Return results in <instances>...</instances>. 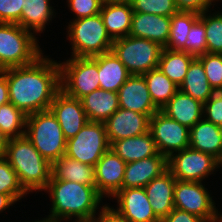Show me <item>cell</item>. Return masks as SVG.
Masks as SVG:
<instances>
[{"instance_id": "obj_46", "label": "cell", "mask_w": 222, "mask_h": 222, "mask_svg": "<svg viewBox=\"0 0 222 222\" xmlns=\"http://www.w3.org/2000/svg\"><path fill=\"white\" fill-rule=\"evenodd\" d=\"M16 202L17 201L11 195L0 193V212L2 213Z\"/></svg>"}, {"instance_id": "obj_5", "label": "cell", "mask_w": 222, "mask_h": 222, "mask_svg": "<svg viewBox=\"0 0 222 222\" xmlns=\"http://www.w3.org/2000/svg\"><path fill=\"white\" fill-rule=\"evenodd\" d=\"M25 135L51 164L65 155L67 140L50 109L26 116Z\"/></svg>"}, {"instance_id": "obj_1", "label": "cell", "mask_w": 222, "mask_h": 222, "mask_svg": "<svg viewBox=\"0 0 222 222\" xmlns=\"http://www.w3.org/2000/svg\"><path fill=\"white\" fill-rule=\"evenodd\" d=\"M6 78L10 103L26 115L49 110L61 90L59 63L43 55L32 64L7 68Z\"/></svg>"}, {"instance_id": "obj_41", "label": "cell", "mask_w": 222, "mask_h": 222, "mask_svg": "<svg viewBox=\"0 0 222 222\" xmlns=\"http://www.w3.org/2000/svg\"><path fill=\"white\" fill-rule=\"evenodd\" d=\"M23 11V0H0V22L18 23Z\"/></svg>"}, {"instance_id": "obj_51", "label": "cell", "mask_w": 222, "mask_h": 222, "mask_svg": "<svg viewBox=\"0 0 222 222\" xmlns=\"http://www.w3.org/2000/svg\"><path fill=\"white\" fill-rule=\"evenodd\" d=\"M34 222H47V221H45L44 219L39 221V219H38V221H34Z\"/></svg>"}, {"instance_id": "obj_10", "label": "cell", "mask_w": 222, "mask_h": 222, "mask_svg": "<svg viewBox=\"0 0 222 222\" xmlns=\"http://www.w3.org/2000/svg\"><path fill=\"white\" fill-rule=\"evenodd\" d=\"M202 184L176 180L174 208L196 215L204 222H222V214L218 213L216 203Z\"/></svg>"}, {"instance_id": "obj_30", "label": "cell", "mask_w": 222, "mask_h": 222, "mask_svg": "<svg viewBox=\"0 0 222 222\" xmlns=\"http://www.w3.org/2000/svg\"><path fill=\"white\" fill-rule=\"evenodd\" d=\"M195 57L187 52L163 48L158 68L176 85L183 82L188 67Z\"/></svg>"}, {"instance_id": "obj_7", "label": "cell", "mask_w": 222, "mask_h": 222, "mask_svg": "<svg viewBox=\"0 0 222 222\" xmlns=\"http://www.w3.org/2000/svg\"><path fill=\"white\" fill-rule=\"evenodd\" d=\"M163 48L157 42L129 35L115 39L111 50L131 75H143L158 68Z\"/></svg>"}, {"instance_id": "obj_34", "label": "cell", "mask_w": 222, "mask_h": 222, "mask_svg": "<svg viewBox=\"0 0 222 222\" xmlns=\"http://www.w3.org/2000/svg\"><path fill=\"white\" fill-rule=\"evenodd\" d=\"M208 12L204 11L199 18L205 25L207 52L222 54V12Z\"/></svg>"}, {"instance_id": "obj_23", "label": "cell", "mask_w": 222, "mask_h": 222, "mask_svg": "<svg viewBox=\"0 0 222 222\" xmlns=\"http://www.w3.org/2000/svg\"><path fill=\"white\" fill-rule=\"evenodd\" d=\"M110 148L126 163L155 156L159 153L150 131L114 141Z\"/></svg>"}, {"instance_id": "obj_44", "label": "cell", "mask_w": 222, "mask_h": 222, "mask_svg": "<svg viewBox=\"0 0 222 222\" xmlns=\"http://www.w3.org/2000/svg\"><path fill=\"white\" fill-rule=\"evenodd\" d=\"M100 210L98 217H93L96 222H127L118 216L108 204L103 205Z\"/></svg>"}, {"instance_id": "obj_16", "label": "cell", "mask_w": 222, "mask_h": 222, "mask_svg": "<svg viewBox=\"0 0 222 222\" xmlns=\"http://www.w3.org/2000/svg\"><path fill=\"white\" fill-rule=\"evenodd\" d=\"M104 124L106 135L111 145L114 141L148 132L150 117L146 114L119 108Z\"/></svg>"}, {"instance_id": "obj_12", "label": "cell", "mask_w": 222, "mask_h": 222, "mask_svg": "<svg viewBox=\"0 0 222 222\" xmlns=\"http://www.w3.org/2000/svg\"><path fill=\"white\" fill-rule=\"evenodd\" d=\"M149 131L158 152L166 158L189 147L190 129L169 118L161 110L150 117Z\"/></svg>"}, {"instance_id": "obj_32", "label": "cell", "mask_w": 222, "mask_h": 222, "mask_svg": "<svg viewBox=\"0 0 222 222\" xmlns=\"http://www.w3.org/2000/svg\"><path fill=\"white\" fill-rule=\"evenodd\" d=\"M200 18L195 12L178 11L171 16L170 35L164 48L185 52V42L192 25Z\"/></svg>"}, {"instance_id": "obj_38", "label": "cell", "mask_w": 222, "mask_h": 222, "mask_svg": "<svg viewBox=\"0 0 222 222\" xmlns=\"http://www.w3.org/2000/svg\"><path fill=\"white\" fill-rule=\"evenodd\" d=\"M185 52L194 57H199L207 52L205 25L200 19L192 25L188 32Z\"/></svg>"}, {"instance_id": "obj_40", "label": "cell", "mask_w": 222, "mask_h": 222, "mask_svg": "<svg viewBox=\"0 0 222 222\" xmlns=\"http://www.w3.org/2000/svg\"><path fill=\"white\" fill-rule=\"evenodd\" d=\"M203 118L222 127V91H215L203 104Z\"/></svg>"}, {"instance_id": "obj_29", "label": "cell", "mask_w": 222, "mask_h": 222, "mask_svg": "<svg viewBox=\"0 0 222 222\" xmlns=\"http://www.w3.org/2000/svg\"><path fill=\"white\" fill-rule=\"evenodd\" d=\"M179 90L204 104L215 90L210 86L201 61L195 57L190 63Z\"/></svg>"}, {"instance_id": "obj_4", "label": "cell", "mask_w": 222, "mask_h": 222, "mask_svg": "<svg viewBox=\"0 0 222 222\" xmlns=\"http://www.w3.org/2000/svg\"><path fill=\"white\" fill-rule=\"evenodd\" d=\"M36 38L17 23L0 22V70L32 64L42 56Z\"/></svg>"}, {"instance_id": "obj_49", "label": "cell", "mask_w": 222, "mask_h": 222, "mask_svg": "<svg viewBox=\"0 0 222 222\" xmlns=\"http://www.w3.org/2000/svg\"><path fill=\"white\" fill-rule=\"evenodd\" d=\"M75 222H96V221L94 219H86V220H76Z\"/></svg>"}, {"instance_id": "obj_42", "label": "cell", "mask_w": 222, "mask_h": 222, "mask_svg": "<svg viewBox=\"0 0 222 222\" xmlns=\"http://www.w3.org/2000/svg\"><path fill=\"white\" fill-rule=\"evenodd\" d=\"M216 0H174L175 5L178 11L185 12H195L198 14L203 13L204 11H209L208 8L211 7L212 2Z\"/></svg>"}, {"instance_id": "obj_8", "label": "cell", "mask_w": 222, "mask_h": 222, "mask_svg": "<svg viewBox=\"0 0 222 222\" xmlns=\"http://www.w3.org/2000/svg\"><path fill=\"white\" fill-rule=\"evenodd\" d=\"M60 65L61 90L69 97L81 99L99 89L98 56L73 57Z\"/></svg>"}, {"instance_id": "obj_9", "label": "cell", "mask_w": 222, "mask_h": 222, "mask_svg": "<svg viewBox=\"0 0 222 222\" xmlns=\"http://www.w3.org/2000/svg\"><path fill=\"white\" fill-rule=\"evenodd\" d=\"M109 149L104 122L88 121L73 138L67 140L65 156L95 166Z\"/></svg>"}, {"instance_id": "obj_20", "label": "cell", "mask_w": 222, "mask_h": 222, "mask_svg": "<svg viewBox=\"0 0 222 222\" xmlns=\"http://www.w3.org/2000/svg\"><path fill=\"white\" fill-rule=\"evenodd\" d=\"M175 185L176 179L167 169L144 187L152 210L160 220L174 209Z\"/></svg>"}, {"instance_id": "obj_22", "label": "cell", "mask_w": 222, "mask_h": 222, "mask_svg": "<svg viewBox=\"0 0 222 222\" xmlns=\"http://www.w3.org/2000/svg\"><path fill=\"white\" fill-rule=\"evenodd\" d=\"M161 111L189 129L203 118V104L181 90L174 94Z\"/></svg>"}, {"instance_id": "obj_50", "label": "cell", "mask_w": 222, "mask_h": 222, "mask_svg": "<svg viewBox=\"0 0 222 222\" xmlns=\"http://www.w3.org/2000/svg\"><path fill=\"white\" fill-rule=\"evenodd\" d=\"M109 1H129V0H103V2H109Z\"/></svg>"}, {"instance_id": "obj_21", "label": "cell", "mask_w": 222, "mask_h": 222, "mask_svg": "<svg viewBox=\"0 0 222 222\" xmlns=\"http://www.w3.org/2000/svg\"><path fill=\"white\" fill-rule=\"evenodd\" d=\"M100 15L107 33L113 40L129 36L133 17L129 1L103 2Z\"/></svg>"}, {"instance_id": "obj_45", "label": "cell", "mask_w": 222, "mask_h": 222, "mask_svg": "<svg viewBox=\"0 0 222 222\" xmlns=\"http://www.w3.org/2000/svg\"><path fill=\"white\" fill-rule=\"evenodd\" d=\"M8 84L6 78V69L0 70V107L9 103Z\"/></svg>"}, {"instance_id": "obj_19", "label": "cell", "mask_w": 222, "mask_h": 222, "mask_svg": "<svg viewBox=\"0 0 222 222\" xmlns=\"http://www.w3.org/2000/svg\"><path fill=\"white\" fill-rule=\"evenodd\" d=\"M171 17L133 12L129 35L159 43L165 47L170 35Z\"/></svg>"}, {"instance_id": "obj_43", "label": "cell", "mask_w": 222, "mask_h": 222, "mask_svg": "<svg viewBox=\"0 0 222 222\" xmlns=\"http://www.w3.org/2000/svg\"><path fill=\"white\" fill-rule=\"evenodd\" d=\"M160 222H204L200 217L174 208L166 217L162 218Z\"/></svg>"}, {"instance_id": "obj_39", "label": "cell", "mask_w": 222, "mask_h": 222, "mask_svg": "<svg viewBox=\"0 0 222 222\" xmlns=\"http://www.w3.org/2000/svg\"><path fill=\"white\" fill-rule=\"evenodd\" d=\"M74 19L86 18L100 13L103 0H67Z\"/></svg>"}, {"instance_id": "obj_31", "label": "cell", "mask_w": 222, "mask_h": 222, "mask_svg": "<svg viewBox=\"0 0 222 222\" xmlns=\"http://www.w3.org/2000/svg\"><path fill=\"white\" fill-rule=\"evenodd\" d=\"M154 105L161 110L179 90V86L171 81L159 68L143 74Z\"/></svg>"}, {"instance_id": "obj_17", "label": "cell", "mask_w": 222, "mask_h": 222, "mask_svg": "<svg viewBox=\"0 0 222 222\" xmlns=\"http://www.w3.org/2000/svg\"><path fill=\"white\" fill-rule=\"evenodd\" d=\"M119 108L151 117L159 109L154 105L143 75H130L118 90Z\"/></svg>"}, {"instance_id": "obj_11", "label": "cell", "mask_w": 222, "mask_h": 222, "mask_svg": "<svg viewBox=\"0 0 222 222\" xmlns=\"http://www.w3.org/2000/svg\"><path fill=\"white\" fill-rule=\"evenodd\" d=\"M167 167L176 180L202 182L218 165L212 155L188 147L167 158Z\"/></svg>"}, {"instance_id": "obj_18", "label": "cell", "mask_w": 222, "mask_h": 222, "mask_svg": "<svg viewBox=\"0 0 222 222\" xmlns=\"http://www.w3.org/2000/svg\"><path fill=\"white\" fill-rule=\"evenodd\" d=\"M167 169V158L160 153L155 156L126 163L122 188L145 187Z\"/></svg>"}, {"instance_id": "obj_36", "label": "cell", "mask_w": 222, "mask_h": 222, "mask_svg": "<svg viewBox=\"0 0 222 222\" xmlns=\"http://www.w3.org/2000/svg\"><path fill=\"white\" fill-rule=\"evenodd\" d=\"M133 12L171 17L178 12L174 0H129Z\"/></svg>"}, {"instance_id": "obj_2", "label": "cell", "mask_w": 222, "mask_h": 222, "mask_svg": "<svg viewBox=\"0 0 222 222\" xmlns=\"http://www.w3.org/2000/svg\"><path fill=\"white\" fill-rule=\"evenodd\" d=\"M44 191L52 200L50 214L43 218L47 222L69 221L72 216L75 220L93 219L103 199L95 186L68 180L50 179Z\"/></svg>"}, {"instance_id": "obj_26", "label": "cell", "mask_w": 222, "mask_h": 222, "mask_svg": "<svg viewBox=\"0 0 222 222\" xmlns=\"http://www.w3.org/2000/svg\"><path fill=\"white\" fill-rule=\"evenodd\" d=\"M130 75L112 50L98 55V76L101 89L118 92Z\"/></svg>"}, {"instance_id": "obj_13", "label": "cell", "mask_w": 222, "mask_h": 222, "mask_svg": "<svg viewBox=\"0 0 222 222\" xmlns=\"http://www.w3.org/2000/svg\"><path fill=\"white\" fill-rule=\"evenodd\" d=\"M119 207H110L127 222H160L152 210L144 187L122 188L114 196Z\"/></svg>"}, {"instance_id": "obj_33", "label": "cell", "mask_w": 222, "mask_h": 222, "mask_svg": "<svg viewBox=\"0 0 222 222\" xmlns=\"http://www.w3.org/2000/svg\"><path fill=\"white\" fill-rule=\"evenodd\" d=\"M26 114L16 108L12 103L0 107V128L9 138H17L25 135Z\"/></svg>"}, {"instance_id": "obj_24", "label": "cell", "mask_w": 222, "mask_h": 222, "mask_svg": "<svg viewBox=\"0 0 222 222\" xmlns=\"http://www.w3.org/2000/svg\"><path fill=\"white\" fill-rule=\"evenodd\" d=\"M189 147L217 159L222 148V127L202 118L190 129Z\"/></svg>"}, {"instance_id": "obj_15", "label": "cell", "mask_w": 222, "mask_h": 222, "mask_svg": "<svg viewBox=\"0 0 222 222\" xmlns=\"http://www.w3.org/2000/svg\"><path fill=\"white\" fill-rule=\"evenodd\" d=\"M50 110L56 116L66 140L73 138L89 121L81 101L67 96L62 90L55 95Z\"/></svg>"}, {"instance_id": "obj_35", "label": "cell", "mask_w": 222, "mask_h": 222, "mask_svg": "<svg viewBox=\"0 0 222 222\" xmlns=\"http://www.w3.org/2000/svg\"><path fill=\"white\" fill-rule=\"evenodd\" d=\"M0 193L11 195L16 201L28 194L21 186L17 173L3 155L0 156Z\"/></svg>"}, {"instance_id": "obj_14", "label": "cell", "mask_w": 222, "mask_h": 222, "mask_svg": "<svg viewBox=\"0 0 222 222\" xmlns=\"http://www.w3.org/2000/svg\"><path fill=\"white\" fill-rule=\"evenodd\" d=\"M126 162L111 148L95 165L96 190L105 198L113 197L122 189Z\"/></svg>"}, {"instance_id": "obj_25", "label": "cell", "mask_w": 222, "mask_h": 222, "mask_svg": "<svg viewBox=\"0 0 222 222\" xmlns=\"http://www.w3.org/2000/svg\"><path fill=\"white\" fill-rule=\"evenodd\" d=\"M80 101L89 121L105 122L119 109L118 92L101 88L82 97Z\"/></svg>"}, {"instance_id": "obj_6", "label": "cell", "mask_w": 222, "mask_h": 222, "mask_svg": "<svg viewBox=\"0 0 222 222\" xmlns=\"http://www.w3.org/2000/svg\"><path fill=\"white\" fill-rule=\"evenodd\" d=\"M73 57H95L111 51L113 39L107 33L100 13L73 19L67 26Z\"/></svg>"}, {"instance_id": "obj_28", "label": "cell", "mask_w": 222, "mask_h": 222, "mask_svg": "<svg viewBox=\"0 0 222 222\" xmlns=\"http://www.w3.org/2000/svg\"><path fill=\"white\" fill-rule=\"evenodd\" d=\"M54 12L50 0H23V11L17 24L36 35L45 30L46 24L54 18Z\"/></svg>"}, {"instance_id": "obj_37", "label": "cell", "mask_w": 222, "mask_h": 222, "mask_svg": "<svg viewBox=\"0 0 222 222\" xmlns=\"http://www.w3.org/2000/svg\"><path fill=\"white\" fill-rule=\"evenodd\" d=\"M197 58L204 67L210 86L215 91H222V54L206 52Z\"/></svg>"}, {"instance_id": "obj_48", "label": "cell", "mask_w": 222, "mask_h": 222, "mask_svg": "<svg viewBox=\"0 0 222 222\" xmlns=\"http://www.w3.org/2000/svg\"><path fill=\"white\" fill-rule=\"evenodd\" d=\"M216 161H217L218 168H220V166H222V148H221V151H220Z\"/></svg>"}, {"instance_id": "obj_27", "label": "cell", "mask_w": 222, "mask_h": 222, "mask_svg": "<svg viewBox=\"0 0 222 222\" xmlns=\"http://www.w3.org/2000/svg\"><path fill=\"white\" fill-rule=\"evenodd\" d=\"M51 179L68 180L95 186V166L83 164L63 155L59 160L52 163Z\"/></svg>"}, {"instance_id": "obj_3", "label": "cell", "mask_w": 222, "mask_h": 222, "mask_svg": "<svg viewBox=\"0 0 222 222\" xmlns=\"http://www.w3.org/2000/svg\"><path fill=\"white\" fill-rule=\"evenodd\" d=\"M3 156L28 194L46 188L51 179L52 164L37 151L26 135L9 139Z\"/></svg>"}, {"instance_id": "obj_47", "label": "cell", "mask_w": 222, "mask_h": 222, "mask_svg": "<svg viewBox=\"0 0 222 222\" xmlns=\"http://www.w3.org/2000/svg\"><path fill=\"white\" fill-rule=\"evenodd\" d=\"M9 138L3 133L0 128V156L4 155L8 145Z\"/></svg>"}]
</instances>
